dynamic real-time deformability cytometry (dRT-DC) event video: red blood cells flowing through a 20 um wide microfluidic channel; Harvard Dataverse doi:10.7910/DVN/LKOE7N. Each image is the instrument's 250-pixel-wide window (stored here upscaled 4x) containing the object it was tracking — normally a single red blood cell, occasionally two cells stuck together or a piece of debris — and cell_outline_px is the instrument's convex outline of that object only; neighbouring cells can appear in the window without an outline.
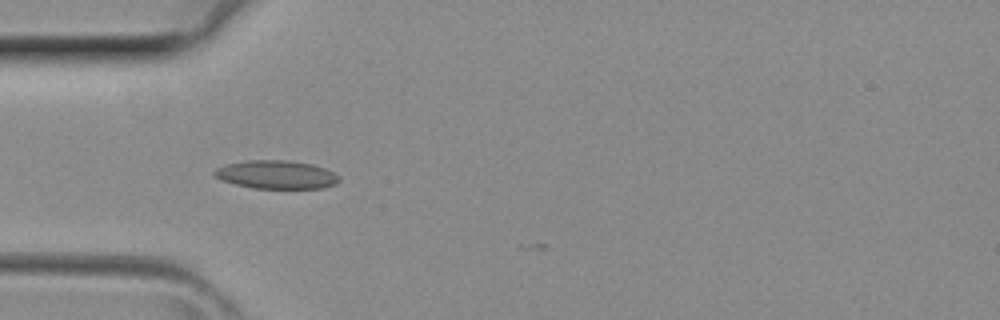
{"species": "common noctule bat (a hibernating species)", "species_latin": "Nyctalus noctula", "temperature_condition": "room temperature", "stored_images_in_passage": 4, "camera_frame_rate_fps": 3000, "um_per_image_px": 0.085, "animal": {"sex": "female", "body_mass_g": 29.2, "forearm_length_mm": 56.3}, "frame": {"image": 1, "passage_image": 4, "time_ms": 1.0, "image_size_px": [1000, 320], "cell_outline_px": [[340, 180], [336, 184], [324, 188], [252, 188], [236, 184], [224, 180], [216, 176], [212, 172], [216, 168], [224, 164], [248, 160], [288, 160], [312, 164], [324, 168], [332, 172]], "centroid_in_image_um": [23.48, 14.83], "position_along_channel_um": 61.5, "area_um2": 20.46}}